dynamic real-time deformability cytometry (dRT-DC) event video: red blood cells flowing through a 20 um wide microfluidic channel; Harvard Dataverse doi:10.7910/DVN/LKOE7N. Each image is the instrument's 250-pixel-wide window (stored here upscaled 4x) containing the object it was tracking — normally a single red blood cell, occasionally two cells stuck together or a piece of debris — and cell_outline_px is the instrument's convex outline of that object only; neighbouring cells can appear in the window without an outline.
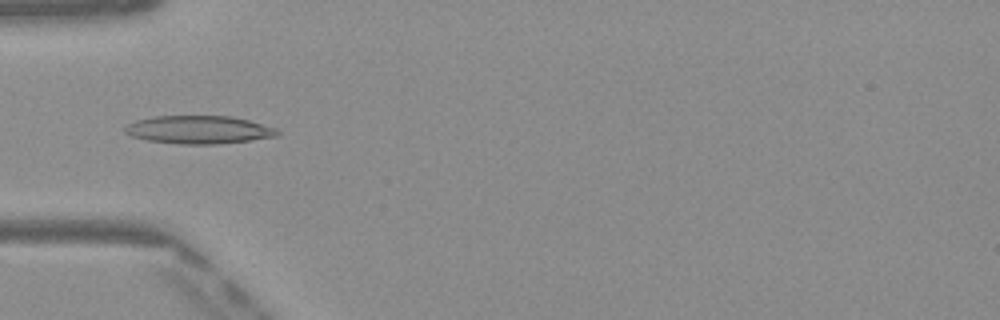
{"species": "Egyptian fruit bat (a non-hibernating species)", "species_latin": "Rousettus aegyptiacus", "temperature_condition": "warm", "stored_images_in_passage": 49, "camera_frame_rate_fps": 3000, "um_per_image_px": 0.085, "frame": {"image": 1, "passage_image": 16, "time_ms": 5.0, "image_size_px": [1000, 320], "cell_outline_px": [[280, 136], [252, 140], [216, 144], [176, 144], [144, 140], [132, 136], [124, 132], [124, 128], [128, 124], [136, 120], [156, 116], [232, 116], [248, 120], [276, 128], [280, 132]], "centroid_in_image_um": [16.9, 11.03], "position_along_channel_um": 68.1, "area_um2": 25.09}}
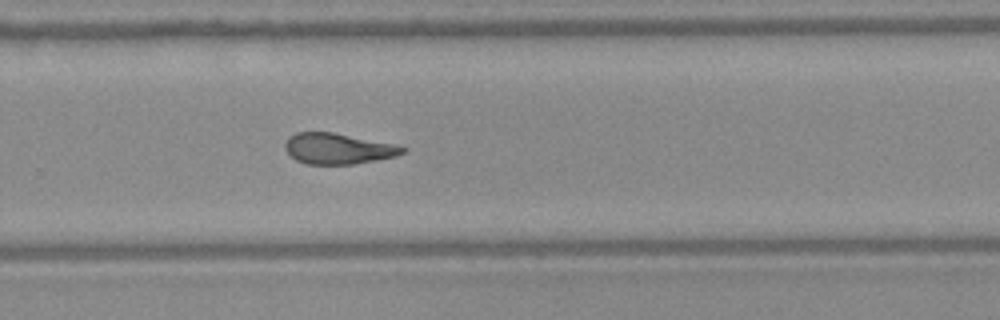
{"frame": {"image": 2, "passage_image": 33, "time_ms": 10.667, "image_size_px": [1000, 320], "cell_outline_px": [[408, 148], [404, 152], [396, 156], [376, 160], [352, 164], [304, 164], [296, 160], [284, 148], [284, 144], [288, 136], [296, 132], [332, 132], [392, 144]], "centroid_in_image_um": [28.68, 12.63], "position_along_channel_um": 301.1, "area_um2": 20.92}}
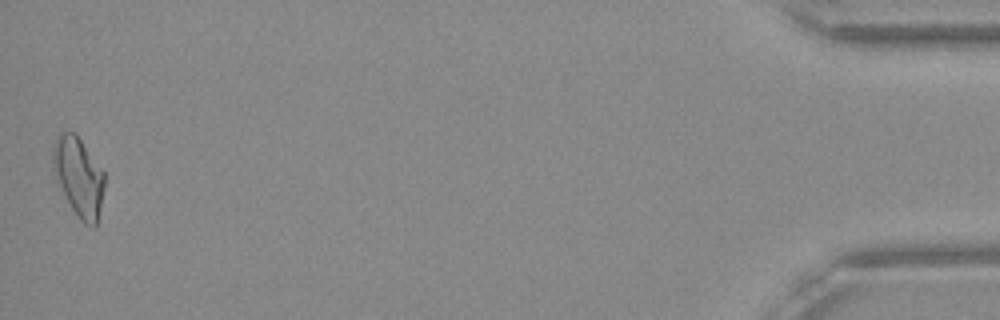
{"frame": {"image": 3, "passage_image": 49, "time_ms": 16.0, "image_size_px": [1000, 320], "cell_outline_px": [[104, 188], [96, 228], [92, 228], [84, 224], [80, 220], [72, 208], [56, 180], [52, 172], [52, 144], [56, 136], [60, 132], [76, 132], [104, 172]], "centroid_in_image_um": [6.66, 15.0], "position_along_channel_um": 428.5, "area_um2": 24.04}, "authors_computed_cell_mechanics": {"area_um2": 22.1952, "velocity_mm_per_s": 4.0985, "shape_relaxation_time_tau1_ms": null, "shape_relaxation_time_tau2_ms": 2.9043, "deformation_change_tau1": null, "deformation_change_tau2": 0.1137}}